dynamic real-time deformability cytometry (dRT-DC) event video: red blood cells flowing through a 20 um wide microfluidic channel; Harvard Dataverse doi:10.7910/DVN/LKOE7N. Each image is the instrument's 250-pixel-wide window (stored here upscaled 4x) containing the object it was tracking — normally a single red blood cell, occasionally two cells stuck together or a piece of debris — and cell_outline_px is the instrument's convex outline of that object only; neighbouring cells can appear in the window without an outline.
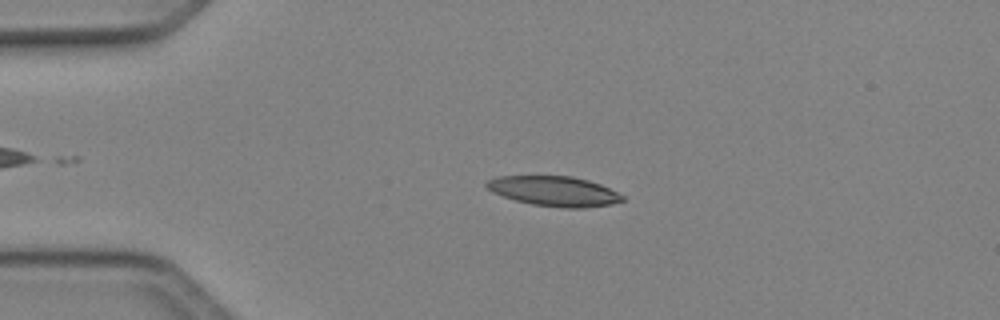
{"species": "Egyptian fruit bat (a non-hibernating species)", "species_latin": "Rousettus aegyptiacus", "temperature_condition": "cold", "stored_images_in_passage": 49, "camera_frame_rate_fps": 3000, "um_per_image_px": 0.085, "animal": {"sex": "female"}, "frame": {"image": 1, "passage_image": 11, "time_ms": 3.333, "image_size_px": [1000, 320], "cell_outline_px": [[624, 200], [612, 204], [584, 208], [564, 208], [532, 204], [516, 200], [504, 196], [488, 188], [484, 184], [488, 180], [496, 176], [572, 176], [588, 180], [600, 184], [624, 196]], "centroid_in_image_um": [47.13, 16.25], "position_along_channel_um": 37.9, "area_um2": 23.47}}
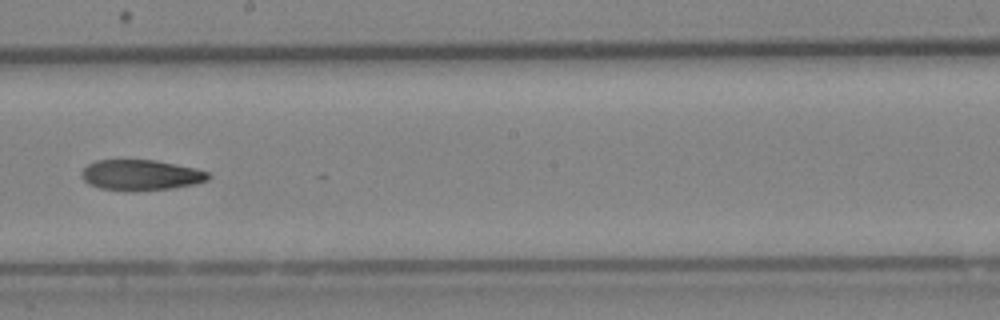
{"frame": {"image": 2, "passage_image": 28, "time_ms": 9.0, "image_size_px": [1000, 320], "cell_outline_px": [[208, 180], [192, 184], [172, 188], [136, 192], [128, 192], [100, 188], [88, 184], [84, 180], [80, 172], [88, 164], [96, 160], [156, 160], [192, 168], [208, 172]], "centroid_in_image_um": [11.9, 14.9], "position_along_channel_um": 236.3, "area_um2": 22.6}}
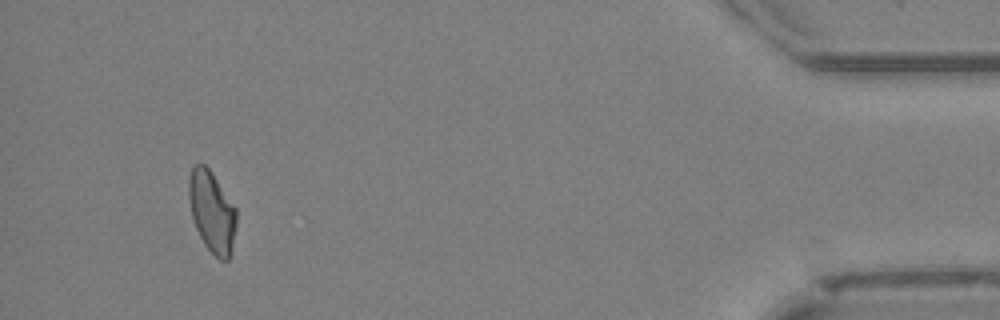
{"frame": {"image": 3, "passage_image": 46, "time_ms": 15.0, "image_size_px": [1000, 320], "cell_outline_px": [[236, 228], [232, 252], [228, 260], [220, 260], [204, 244], [196, 228], [192, 216], [188, 196], [188, 176], [192, 168], [196, 164], [204, 164], [208, 168], [236, 208]], "centroid_in_image_um": [18.01, 18.01], "position_along_channel_um": 417.2, "area_um2": 22.43}}